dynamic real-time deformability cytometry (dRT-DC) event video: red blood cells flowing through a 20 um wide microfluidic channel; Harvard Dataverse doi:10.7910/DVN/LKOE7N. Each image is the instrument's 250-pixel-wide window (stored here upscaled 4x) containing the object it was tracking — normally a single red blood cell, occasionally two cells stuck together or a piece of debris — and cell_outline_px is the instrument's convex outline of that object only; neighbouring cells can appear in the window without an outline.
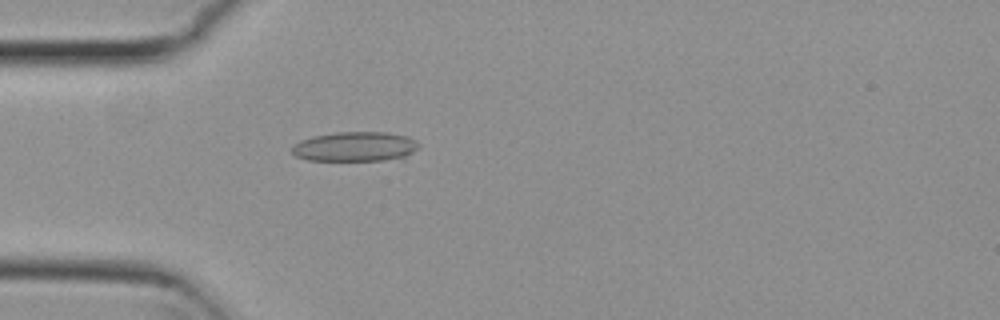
{"species": "common noctule bat (a hibernating species)", "species_latin": "Nyctalus noctula", "temperature_condition": "cold", "stored_images_in_passage": 27, "camera_frame_rate_fps": 3000, "um_per_image_px": 0.085, "animal": {"sex": "female", "body_mass_g": 29.2, "forearm_length_mm": 56.3}, "frame": {"image": 1, "passage_image": 3, "time_ms": 0.667, "image_size_px": [1000, 320], "cell_outline_px": [[420, 144], [412, 152], [404, 156], [380, 160], [308, 160], [296, 156], [292, 152], [292, 144], [300, 140], [312, 136], [336, 132], [388, 132], [404, 136], [416, 140]], "centroid_in_image_um": [30.12, 12.44], "position_along_channel_um": 54.9, "area_um2": 21.68}}
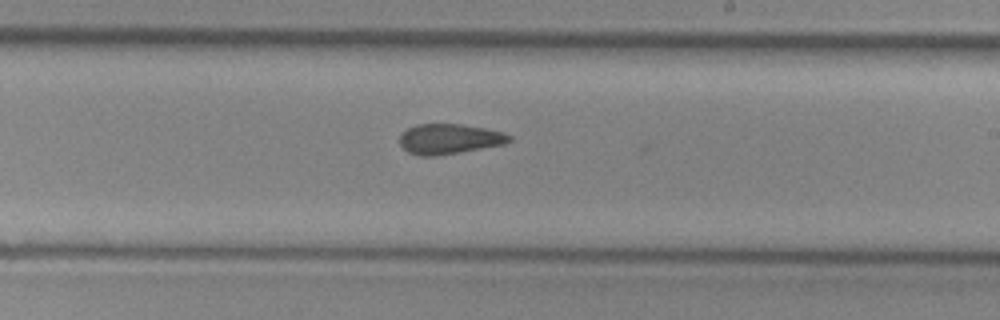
{"frame": {"image": 2, "passage_image": 19, "time_ms": 6.0, "image_size_px": [1000, 320], "cell_outline_px": [[512, 140], [504, 144], [460, 152], [436, 156], [420, 156], [408, 152], [400, 144], [400, 132], [416, 124], [460, 124], [484, 128], [504, 132], [512, 136]], "centroid_in_image_um": [38.18, 11.81], "position_along_channel_um": 250.8, "area_um2": 19.31}}
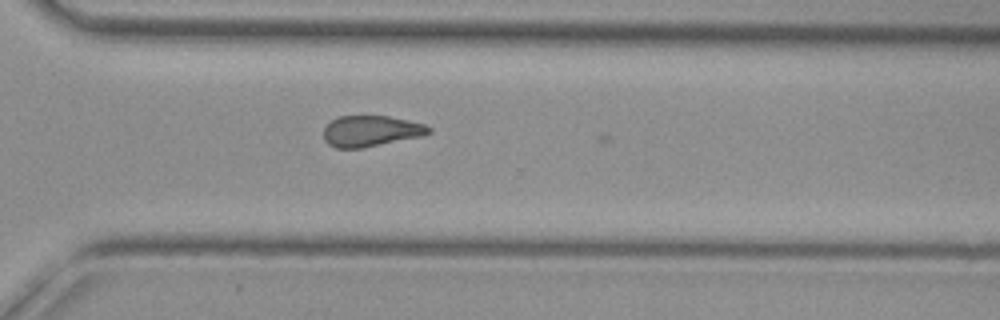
{"frame": {"image": 3, "passage_image": 26, "time_ms": 8.333, "image_size_px": [1000, 320], "cell_outline_px": [[432, 132], [424, 136], [364, 148], [336, 148], [328, 144], [324, 140], [324, 128], [332, 120], [340, 116], [388, 116], [408, 120], [424, 124], [432, 128]], "centroid_in_image_um": [31.56, 11.15], "position_along_channel_um": 339.0, "area_um2": 19.13}}